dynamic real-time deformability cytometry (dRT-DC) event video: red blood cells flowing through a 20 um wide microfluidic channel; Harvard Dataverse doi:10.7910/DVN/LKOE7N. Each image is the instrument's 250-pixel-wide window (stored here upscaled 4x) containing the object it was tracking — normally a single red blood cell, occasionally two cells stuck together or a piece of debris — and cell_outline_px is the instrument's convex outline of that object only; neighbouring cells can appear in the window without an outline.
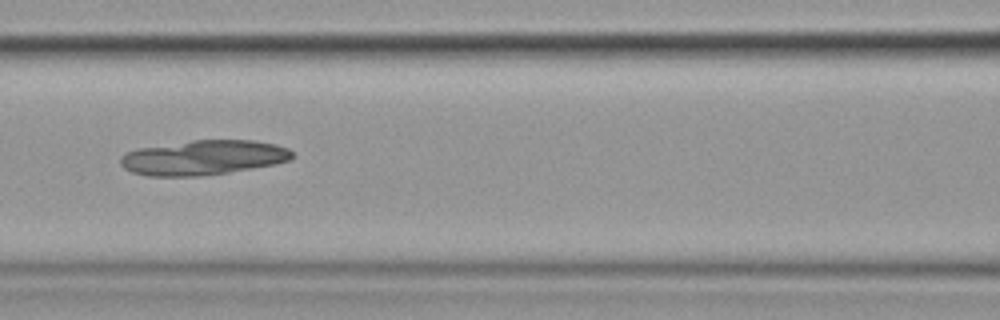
{"species": "common noctule bat (a hibernating species)", "species_latin": "Nyctalus noctula", "temperature_condition": "cold", "stored_images_in_passage": 11, "camera_frame_rate_fps": 3000, "um_per_image_px": 0.085, "animal": {"sex": "female", "body_mass_g": 19.9}, "frame": {"image": 1, "passage_image": 7, "time_ms": 8.0, "image_size_px": [1000, 320], "cell_outline_px": [[292, 156], [288, 160], [276, 164], [228, 172], [200, 176], [148, 176], [132, 172], [124, 168], [120, 164], [120, 156], [124, 152], [140, 148], [192, 140], [252, 140], [276, 144], [288, 148], [292, 152]], "centroid_in_image_um": [17.25, 13.39], "position_along_channel_um": 149.3, "area_um2": 34.74}}
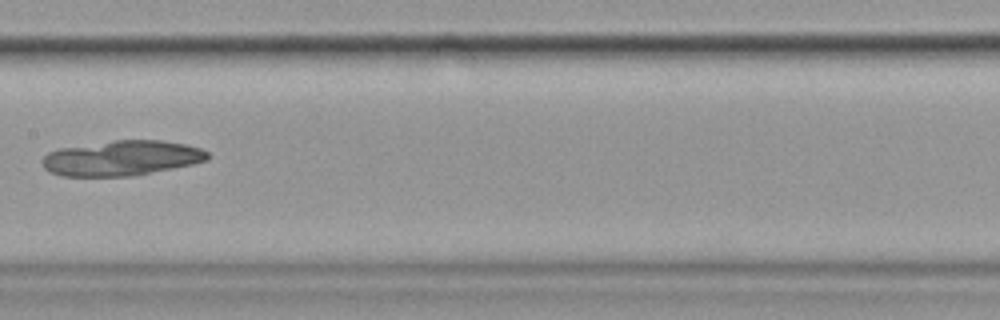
{"frame": {"image": 2, "passage_image": 8, "time_ms": 9.333, "image_size_px": [1000, 320], "cell_outline_px": [[212, 156], [208, 160], [192, 164], [132, 176], [60, 176], [48, 172], [44, 168], [40, 160], [48, 152], [60, 148], [112, 140], [160, 140], [188, 144], [200, 148], [208, 152]], "centroid_in_image_um": [10.33, 13.43], "position_along_channel_um": 197.1, "area_um2": 34.1}}
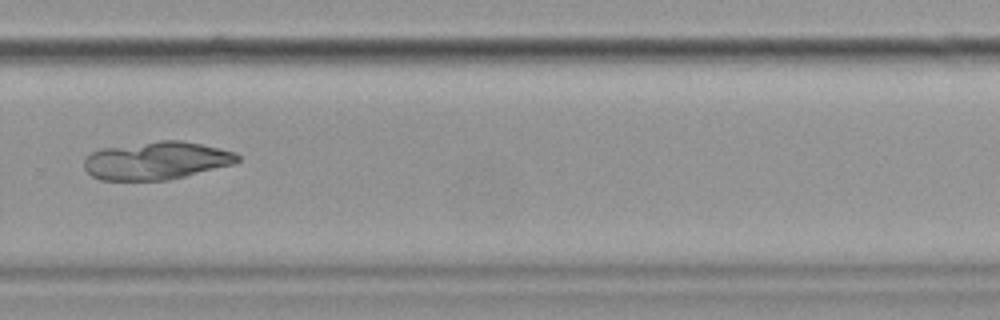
{"frame": {"image": 3, "passage_image": 11, "time_ms": 12.667, "image_size_px": [1000, 320], "cell_outline_px": [[240, 160], [232, 164], [168, 180], [100, 180], [92, 176], [84, 168], [84, 160], [92, 152], [100, 148], [160, 140], [180, 140], [220, 148], [236, 152], [240, 156]], "centroid_in_image_um": [13.28, 13.64], "position_along_channel_um": 316.5, "area_um2": 33.81}}